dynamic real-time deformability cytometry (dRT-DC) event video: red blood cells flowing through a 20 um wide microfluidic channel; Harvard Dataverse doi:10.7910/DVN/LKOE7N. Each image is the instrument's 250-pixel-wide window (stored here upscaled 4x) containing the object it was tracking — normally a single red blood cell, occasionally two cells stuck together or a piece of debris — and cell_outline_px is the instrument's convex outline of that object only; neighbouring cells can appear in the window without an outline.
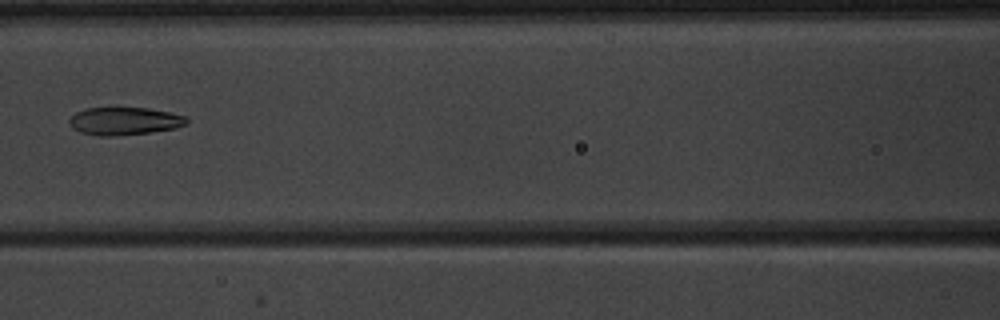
{"species": "common noctule bat (a hibernating species)", "species_latin": "Nyctalus noctula", "temperature_condition": "warm", "stored_images_in_passage": 7, "camera_frame_rate_fps": 3000, "um_per_image_px": 0.085, "animal": {"sex": "male", "body_mass_g": 20.1, "forearm_length_mm": 53.5}, "frame": {"image": 1, "passage_image": 7, "time_ms": 8.0, "image_size_px": [1000, 320], "cell_outline_px": [[188, 124], [176, 128], [152, 132], [112, 136], [100, 136], [80, 132], [72, 128], [68, 124], [68, 120], [76, 112], [84, 108], [112, 104], [116, 104], [148, 108], [168, 112], [184, 116], [188, 120]], "centroid_in_image_um": [10.51, 10.23], "position_along_channel_um": 156.1, "area_um2": 20.0}}